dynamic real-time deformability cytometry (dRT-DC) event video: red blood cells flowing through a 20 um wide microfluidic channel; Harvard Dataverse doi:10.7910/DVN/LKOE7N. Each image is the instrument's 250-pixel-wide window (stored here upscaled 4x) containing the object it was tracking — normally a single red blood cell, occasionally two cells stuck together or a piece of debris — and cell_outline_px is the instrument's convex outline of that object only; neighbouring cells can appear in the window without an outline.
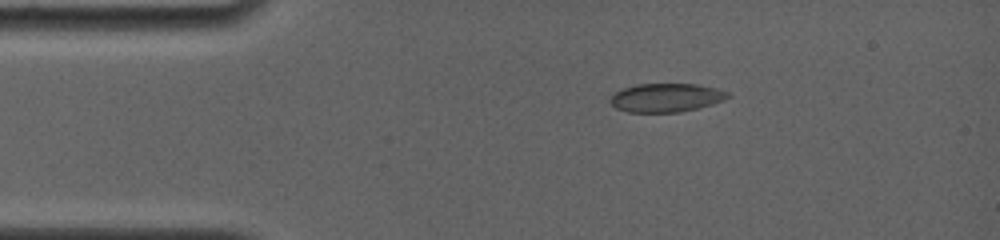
{"species": "common noctule bat (a hibernating species)", "species_latin": "Nyctalus noctula", "temperature_condition": "room temperature", "stored_images_in_passage": 4, "camera_frame_rate_fps": 4000, "um_per_image_px": 0.085, "animal": {"sex": "female", "body_mass_g": 19.0, "forearm_length_mm": 56.7}, "frame": {"image": 1, "passage_image": 1, "time_ms": 0.0, "image_size_px": [1000, 240], "cell_outline_px": [[732, 96], [724, 100], [712, 104], [680, 112], [628, 112], [616, 108], [612, 104], [612, 96], [616, 92], [624, 88], [636, 84], [696, 84], [716, 88], [728, 92]], "centroid_in_image_um": [56.66, 8.3], "position_along_channel_um": 28.3, "area_um2": 19.42}}
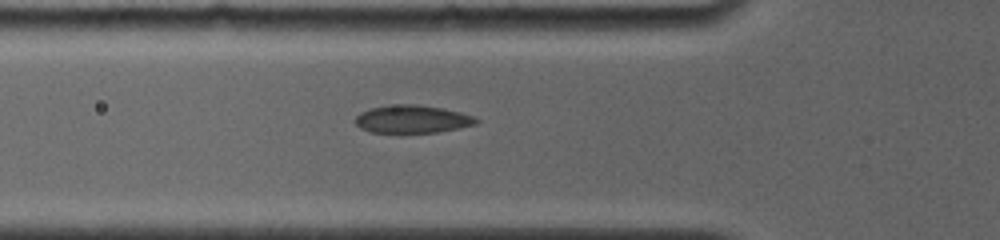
{"frame": {"image": 2, "passage_image": 4, "time_ms": 2.75, "image_size_px": [1000, 240], "cell_outline_px": [[480, 120], [476, 124], [436, 132], [372, 132], [360, 128], [356, 124], [356, 116], [360, 112], [372, 108], [400, 104], [416, 104], [440, 108], [460, 112], [472, 116]], "centroid_in_image_um": [35.03, 10.12], "position_along_channel_um": 90.8, "area_um2": 19.19}}